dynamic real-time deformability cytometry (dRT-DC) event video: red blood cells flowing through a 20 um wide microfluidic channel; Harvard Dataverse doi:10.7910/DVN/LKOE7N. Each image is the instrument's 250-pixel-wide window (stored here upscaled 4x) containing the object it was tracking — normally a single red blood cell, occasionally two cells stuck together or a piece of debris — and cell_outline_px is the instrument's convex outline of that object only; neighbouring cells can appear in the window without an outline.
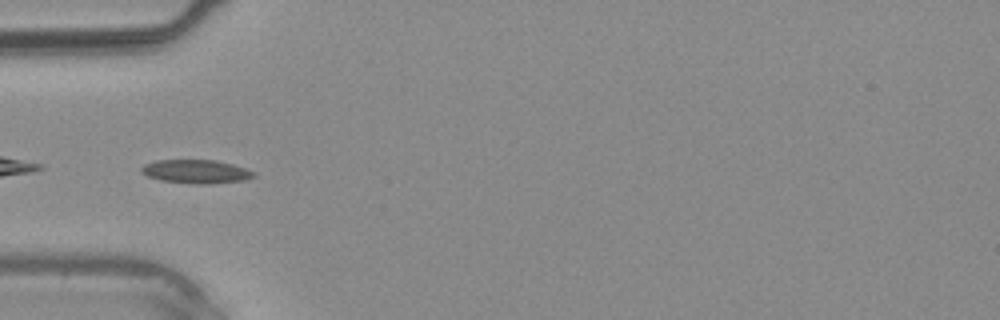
{"species": "common noctule bat (a hibernating species)", "species_latin": "Nyctalus noctula", "temperature_condition": "warm", "stored_images_in_passage": 4, "camera_frame_rate_fps": 3000, "um_per_image_px": 0.085, "animal": {"sex": "male", "body_mass_g": 20.4}, "frame": {"image": 1, "passage_image": 3, "time_ms": 2.333, "image_size_px": [1000, 320], "cell_outline_px": [[256, 176], [244, 180], [204, 184], [196, 184], [160, 180], [148, 176], [140, 172], [140, 168], [144, 164], [156, 160], [216, 160], [232, 164], [256, 172]], "centroid_in_image_um": [16.65, 14.57], "position_along_channel_um": 68.4, "area_um2": 15.43}}